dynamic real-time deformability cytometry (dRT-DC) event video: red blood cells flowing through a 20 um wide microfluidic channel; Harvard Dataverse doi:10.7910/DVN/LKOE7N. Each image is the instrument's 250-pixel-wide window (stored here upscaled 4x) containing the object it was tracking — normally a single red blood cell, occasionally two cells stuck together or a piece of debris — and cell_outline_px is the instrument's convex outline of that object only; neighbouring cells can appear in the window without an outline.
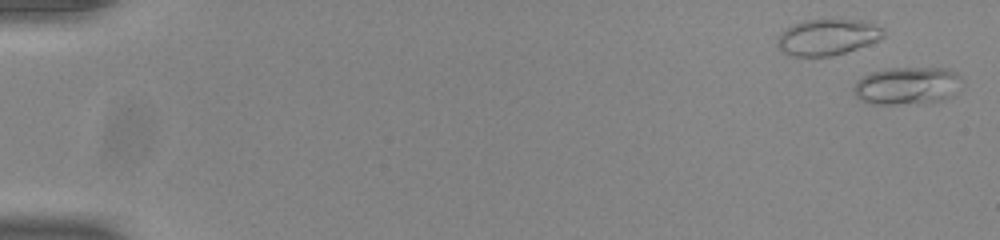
{"species": "common noctule bat (a hibernating species)", "species_latin": "Nyctalus noctula", "temperature_condition": "room temperature", "stored_images_in_passage": 53, "camera_frame_rate_fps": 3000, "um_per_image_px": 0.085, "animal": {"sex": "male", "body_mass_g": 20.0, "forearm_length_mm": 53.3}, "frame": {"image": 1, "passage_image": 1, "time_ms": 0.0, "image_size_px": [1000, 240], "cell_outline_px": [[964, 80], [956, 96], [944, 100], [892, 104], [872, 104], [856, 96], [852, 88], [856, 80], [872, 72], [888, 68], [948, 68], [956, 72]], "centroid_in_image_um": [77.18, 7.27], "position_along_channel_um": 7.8, "area_um2": 23.93}}
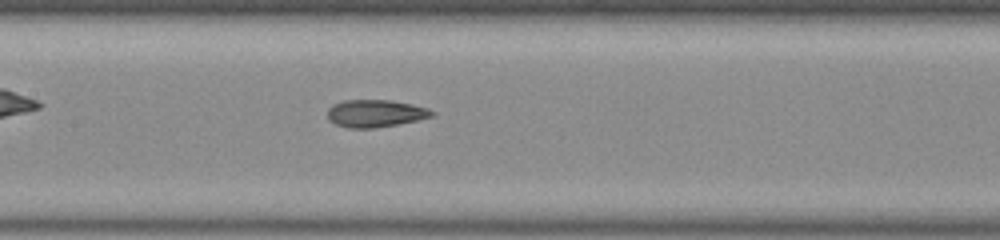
{"frame": {"image": 2, "passage_image": 27, "time_ms": 8.667, "image_size_px": [1000, 240], "cell_outline_px": [[436, 116], [396, 124], [372, 128], [348, 128], [336, 124], [328, 120], [328, 108], [332, 104], [344, 100], [392, 100], [412, 104], [428, 108], [436, 112]], "centroid_in_image_um": [31.92, 9.63], "position_along_channel_um": 175.5, "area_um2": 16.76}}
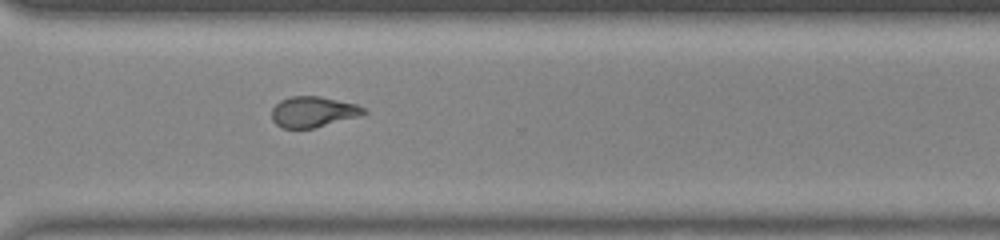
{"frame": {"image": 3, "passage_image": 40, "time_ms": 13.0, "image_size_px": [1000, 240], "cell_outline_px": [[368, 112], [360, 116], [312, 128], [280, 128], [272, 120], [272, 108], [280, 100], [292, 96], [320, 96], [356, 104], [368, 108]], "centroid_in_image_um": [26.63, 9.5], "position_along_channel_um": 344.0, "area_um2": 16.53}, "authors_computed_cell_mechanics": {"area_um2": 17.4556, "velocity_mm_per_s": 3.8897, "shape_relaxation_time_tau1_ms": null, "shape_relaxation_time_tau2_ms": 1.9058, "deformation_change_tau1": null, "deformation_change_tau2": 0.0958}}